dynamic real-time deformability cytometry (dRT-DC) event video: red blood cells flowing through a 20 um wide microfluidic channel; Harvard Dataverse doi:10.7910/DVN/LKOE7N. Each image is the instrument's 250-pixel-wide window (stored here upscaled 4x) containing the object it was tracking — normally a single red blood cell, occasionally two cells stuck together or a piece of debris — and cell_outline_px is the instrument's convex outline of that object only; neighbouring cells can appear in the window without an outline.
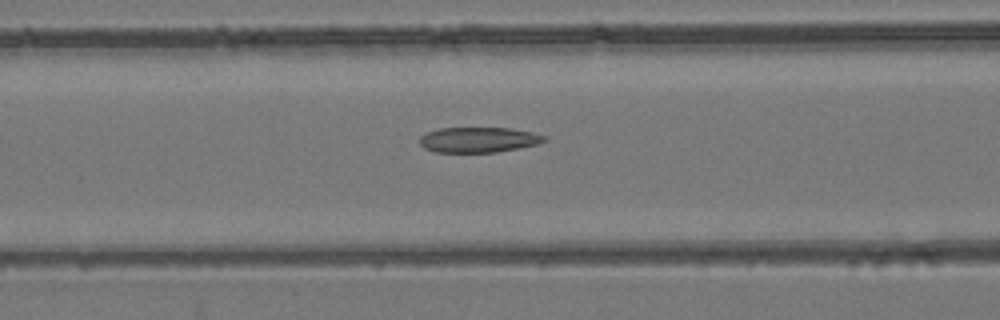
{"species": "common noctule bat (a hibernating species)", "species_latin": "Nyctalus noctula", "temperature_condition": "room temperature", "stored_images_in_passage": 41, "camera_frame_rate_fps": 3000, "um_per_image_px": 0.085, "animal": {"sex": "female", "body_mass_g": 24.6, "forearm_length_mm": 56.2}, "frame": {"image": 1, "passage_image": 16, "time_ms": 5.0, "image_size_px": [1000, 320], "cell_outline_px": [[548, 140], [536, 144], [496, 152], [436, 152], [424, 148], [420, 144], [420, 136], [428, 132], [440, 128], [508, 128], [532, 132], [548, 136]], "centroid_in_image_um": [40.68, 11.87], "position_along_channel_um": 125.9, "area_um2": 18.26}}
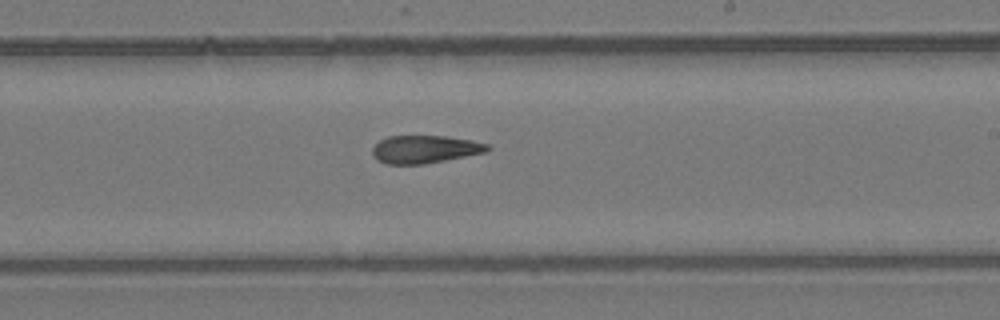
{"frame": {"image": 2, "passage_image": 26, "time_ms": 8.333, "image_size_px": [1000, 320], "cell_outline_px": [[492, 148], [488, 152], [424, 164], [388, 164], [376, 160], [372, 152], [372, 148], [380, 140], [388, 136], [444, 136], [472, 140], [488, 144]], "centroid_in_image_um": [36.14, 12.69], "position_along_channel_um": 252.9, "area_um2": 18.73}}
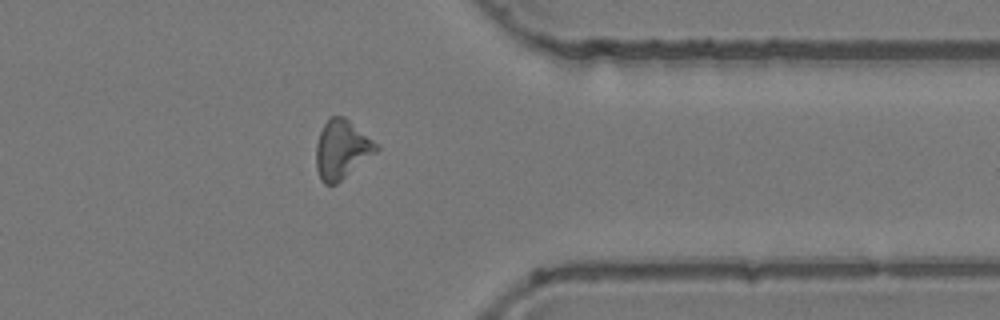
{"frame": {"image": 3, "passage_image": 37, "time_ms": 12.0, "image_size_px": [1000, 320], "cell_outline_px": [[380, 148], [376, 152], [336, 184], [324, 184], [320, 180], [316, 168], [316, 144], [320, 132], [324, 124], [332, 116], [344, 116], [372, 140]], "centroid_in_image_um": [29.01, 12.72], "position_along_channel_um": 382.4, "area_um2": 20.23}}